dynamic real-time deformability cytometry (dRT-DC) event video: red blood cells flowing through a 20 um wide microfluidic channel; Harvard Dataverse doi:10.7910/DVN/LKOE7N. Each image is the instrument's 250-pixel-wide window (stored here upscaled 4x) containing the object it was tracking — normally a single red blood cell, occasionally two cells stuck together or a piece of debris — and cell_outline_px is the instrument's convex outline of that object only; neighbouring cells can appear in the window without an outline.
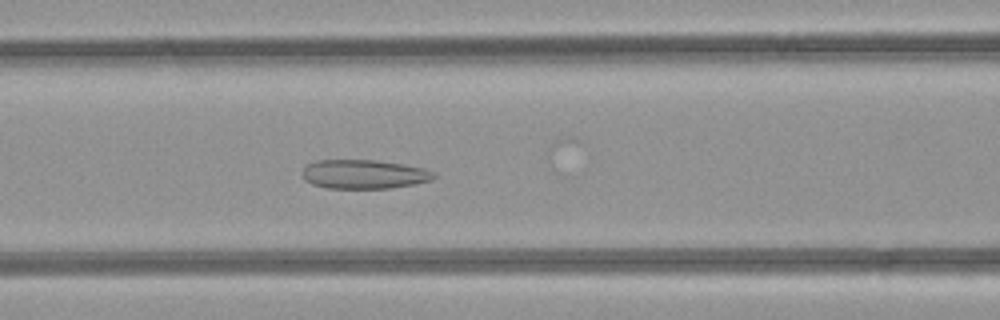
{"species": "common noctule bat (a hibernating species)", "species_latin": "Nyctalus noctula", "temperature_condition": "room temperature", "stored_images_in_passage": 34, "camera_frame_rate_fps": 3000, "um_per_image_px": 0.085, "animal": {"sex": "female", "body_mass_g": 21.9}, "frame": {"image": 1, "passage_image": 6, "time_ms": 1.667, "image_size_px": [1000, 320], "cell_outline_px": [[436, 176], [432, 180], [416, 184], [388, 188], [328, 188], [312, 184], [304, 180], [300, 172], [308, 164], [316, 160], [376, 160], [404, 164], [424, 168], [436, 172]], "centroid_in_image_um": [30.95, 14.8], "position_along_channel_um": 135.7, "area_um2": 22.48}}
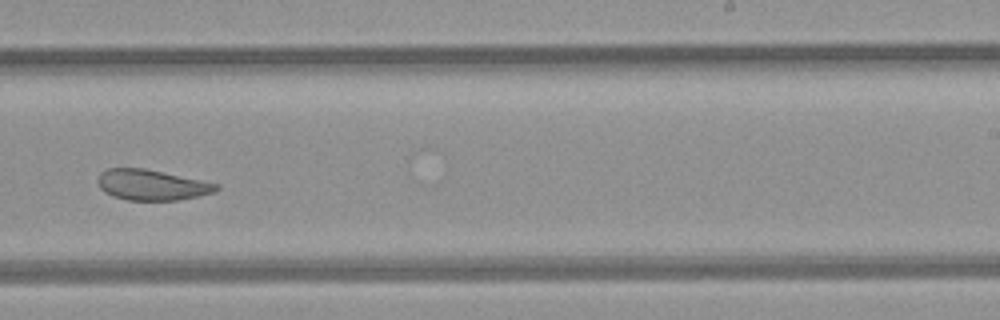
{"frame": {"image": 2, "passage_image": 16, "time_ms": 5.0, "image_size_px": [1000, 320], "cell_outline_px": [[220, 188], [216, 192], [200, 196], [180, 200], [128, 200], [112, 196], [104, 192], [100, 188], [96, 180], [100, 172], [108, 168], [144, 168], [220, 184]], "centroid_in_image_um": [12.9, 15.72], "position_along_channel_um": 276.1, "area_um2": 21.33}}
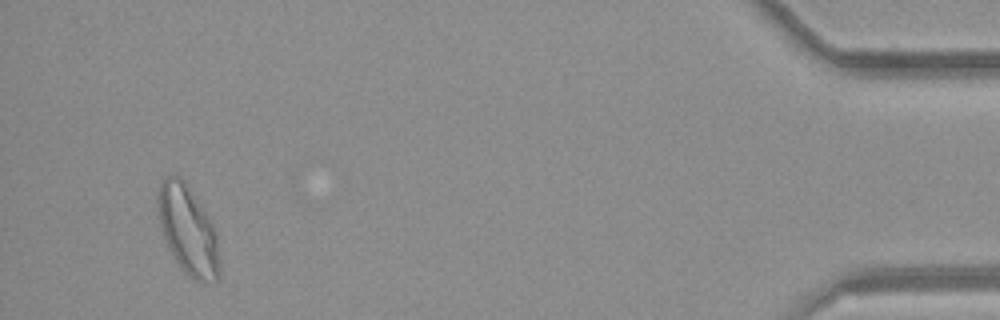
{"frame": {"image": 3, "passage_image": 32, "time_ms": 10.333, "image_size_px": [1000, 320], "cell_outline_px": [[220, 272], [216, 280], [192, 280], [180, 268], [164, 236], [160, 224], [160, 184], [168, 176], [180, 176], [184, 180], [216, 228], [220, 264]], "centroid_in_image_um": [16.04, 19.61], "position_along_channel_um": 419.2, "area_um2": 30.98}, "authors_computed_cell_mechanics": {"area_um2": 22.9466, "velocity_mm_per_s": 4.2185, "shape_relaxation_time_tau1_ms": null, "shape_relaxation_time_tau2_ms": 1.7521, "deformation_change_tau1": null, "deformation_change_tau2": 0.0857}}